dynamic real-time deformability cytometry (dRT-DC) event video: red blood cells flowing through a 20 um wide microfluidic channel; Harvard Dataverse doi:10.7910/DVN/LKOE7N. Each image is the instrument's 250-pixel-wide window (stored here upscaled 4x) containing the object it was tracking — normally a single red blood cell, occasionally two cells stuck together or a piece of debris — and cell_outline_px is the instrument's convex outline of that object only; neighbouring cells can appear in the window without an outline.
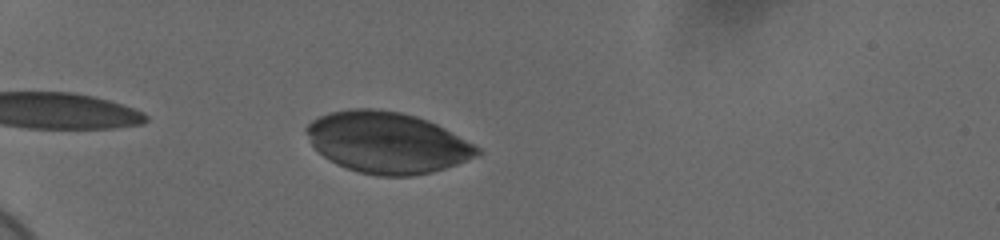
{"species": "human", "species_latin": "Homo sapiens", "temperature_condition": "cold", "stored_images_in_passage": 39, "camera_frame_rate_fps": 3000, "um_per_image_px": 0.085, "donor": {"sex": "female"}, "frame": {"image": 1, "passage_image": 4, "time_ms": 1.0, "image_size_px": [1000, 240], "cell_outline_px": [[484, 152], [476, 156], [456, 164], [432, 172], [412, 176], [380, 176], [360, 172], [336, 164], [324, 156], [312, 144], [304, 128], [312, 120], [320, 116], [332, 112], [352, 108], [372, 108], [400, 112], [416, 116], [428, 120], [444, 128], [480, 148]], "centroid_in_image_um": [32.91, 12.11], "position_along_channel_um": 52.1, "area_um2": 60.4}}
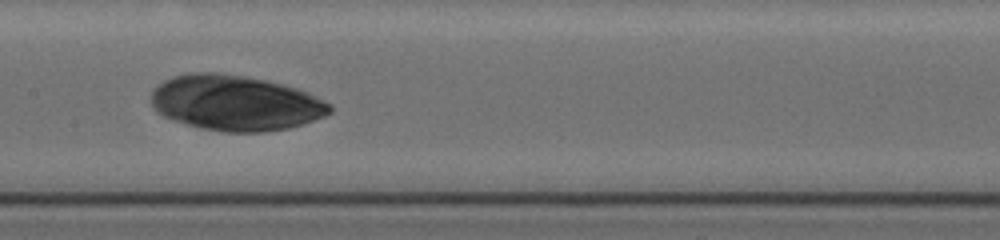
{"frame": {"image": 2, "passage_image": 18, "time_ms": 5.667, "image_size_px": [1000, 240], "cell_outline_px": [[332, 112], [324, 116], [304, 124], [288, 128], [264, 132], [224, 132], [200, 128], [172, 120], [156, 112], [152, 108], [152, 88], [164, 80], [172, 76], [188, 72], [216, 72], [244, 76], [264, 80], [296, 88], [308, 92], [332, 104]], "centroid_in_image_um": [19.98, 8.75], "position_along_channel_um": 187.4, "area_um2": 58.03}}
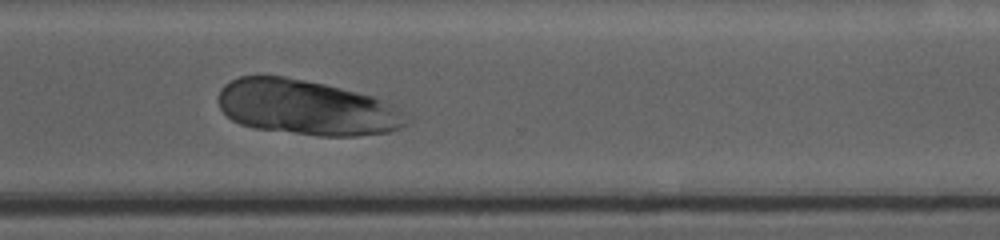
{"frame": {"image": 3, "passage_image": 31, "time_ms": 10.0, "image_size_px": [1000, 240], "cell_outline_px": [[412, 120], [400, 128], [388, 132], [356, 136], [320, 136], [256, 128], [240, 124], [232, 120], [220, 108], [220, 88], [224, 84], [240, 76], [260, 72], [284, 76], [324, 84], [372, 96], [412, 116]], "centroid_in_image_um": [26.04, 9.12], "position_along_channel_um": 344.6, "area_um2": 60.69}}